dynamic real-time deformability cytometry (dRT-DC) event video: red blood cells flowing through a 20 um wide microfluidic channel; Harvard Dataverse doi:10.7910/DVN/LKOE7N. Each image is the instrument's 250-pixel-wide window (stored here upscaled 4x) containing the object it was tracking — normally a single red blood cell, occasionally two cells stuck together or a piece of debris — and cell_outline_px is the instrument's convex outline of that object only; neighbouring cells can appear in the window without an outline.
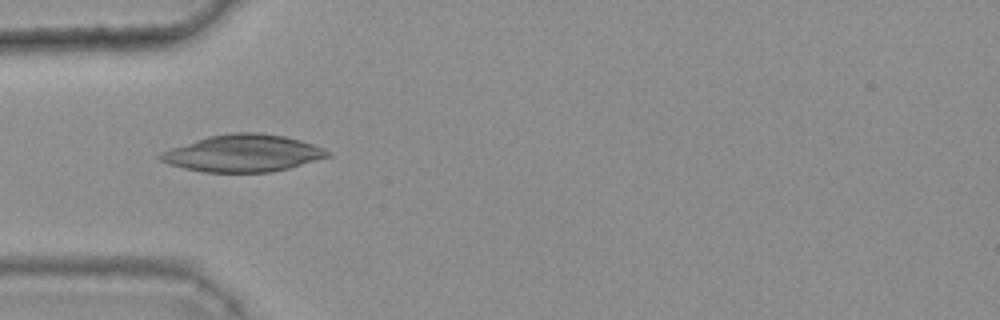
{"species": "common noctule bat (a hibernating species)", "species_latin": "Nyctalus noctula", "temperature_condition": "warm", "stored_images_in_passage": 30, "camera_frame_rate_fps": 3000, "um_per_image_px": 0.085, "animal": {"sex": "female", "body_mass_g": 25.1}, "frame": {"image": 1, "passage_image": 1, "time_ms": 0.0, "image_size_px": [1000, 320], "cell_outline_px": [[332, 156], [288, 168], [272, 172], [204, 172], [184, 168], [168, 164], [160, 160], [156, 156], [160, 152], [208, 136], [236, 132], [256, 132], [284, 136], [300, 140], [324, 148]], "centroid_in_image_um": [20.65, 13.03], "position_along_channel_um": 64.4, "area_um2": 35.95}}
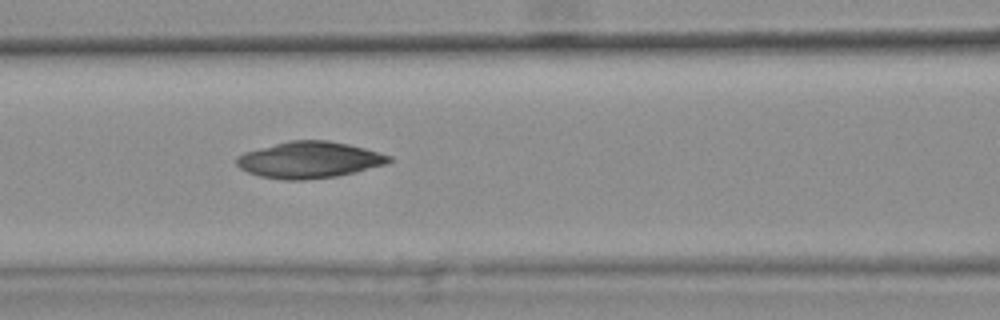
{"frame": {"image": 2, "passage_image": 7, "time_ms": 2.0, "image_size_px": [1000, 320], "cell_outline_px": [[392, 160], [388, 164], [356, 172], [336, 176], [304, 180], [284, 180], [260, 176], [248, 172], [240, 168], [236, 164], [236, 156], [244, 152], [288, 140], [328, 140], [348, 144], [364, 148], [392, 156]], "centroid_in_image_um": [26.29, 13.59], "position_along_channel_um": 140.3, "area_um2": 32.48}}
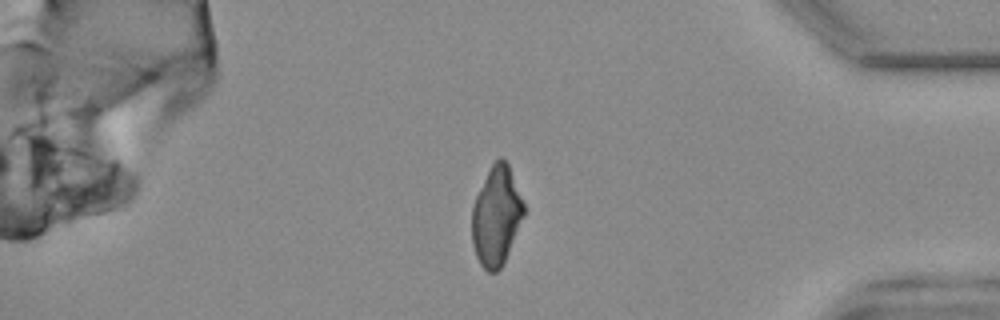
{"frame": {"image": 3, "passage_image": 29, "time_ms": 9.333, "image_size_px": [1000, 320], "cell_outline_px": [[524, 216], [504, 264], [496, 272], [488, 272], [480, 264], [476, 256], [472, 244], [472, 208], [476, 196], [492, 164], [500, 156], [508, 164], [524, 204]], "centroid_in_image_um": [42.19, 18.41], "position_along_channel_um": 393.0, "area_um2": 29.71}}